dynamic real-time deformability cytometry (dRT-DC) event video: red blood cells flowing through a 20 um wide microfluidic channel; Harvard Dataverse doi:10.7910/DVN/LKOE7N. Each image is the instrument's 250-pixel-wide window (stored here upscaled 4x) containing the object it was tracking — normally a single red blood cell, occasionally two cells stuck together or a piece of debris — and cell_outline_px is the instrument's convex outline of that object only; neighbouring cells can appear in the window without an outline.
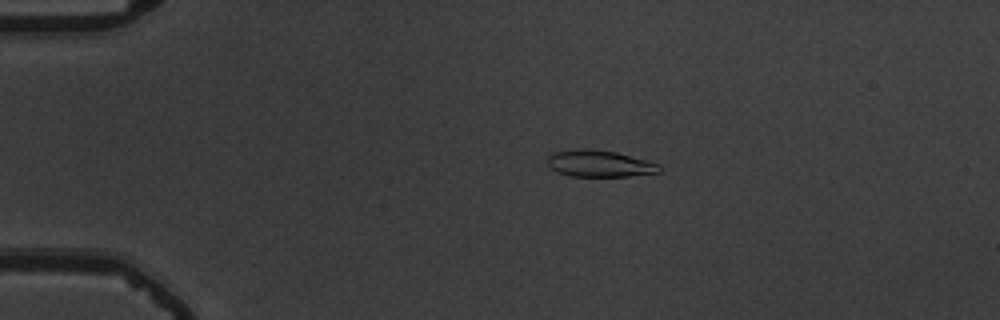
{"species": "common noctule bat (a hibernating species)", "species_latin": "Nyctalus noctula", "temperature_condition": "warm", "stored_images_in_passage": 56, "camera_frame_rate_fps": 3000, "um_per_image_px": 0.085, "animal": {"sex": "male", "body_mass_g": 19.5, "forearm_length_mm": 54.6}, "frame": {"image": 1, "passage_image": 13, "time_ms": 4.0, "image_size_px": [1000, 320], "cell_outline_px": [[660, 172], [628, 176], [572, 176], [556, 172], [548, 168], [548, 156], [552, 152], [576, 148], [592, 148], [616, 152], [660, 164]], "centroid_in_image_um": [50.9, 13.89], "position_along_channel_um": 34.1, "area_um2": 17.57}}
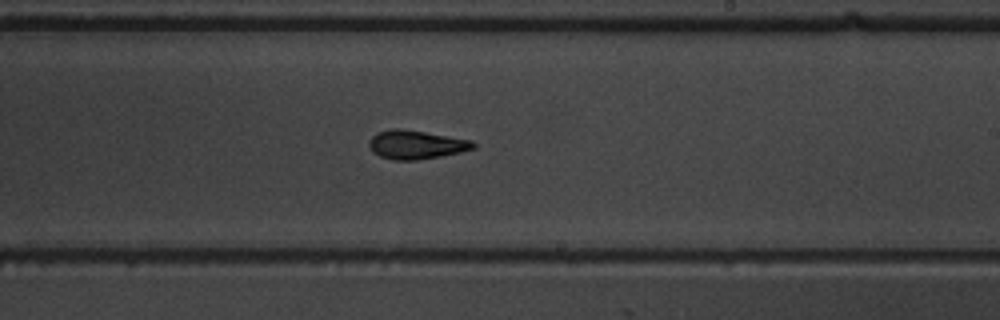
{"frame": {"image": 2, "passage_image": 35, "time_ms": 11.333, "image_size_px": [1000, 320], "cell_outline_px": [[476, 148], [460, 152], [440, 156], [416, 160], [392, 160], [380, 156], [372, 152], [368, 144], [368, 140], [376, 132], [388, 128], [400, 128], [472, 140], [476, 144]], "centroid_in_image_um": [35.32, 12.29], "position_along_channel_um": 253.7, "area_um2": 17.57}}
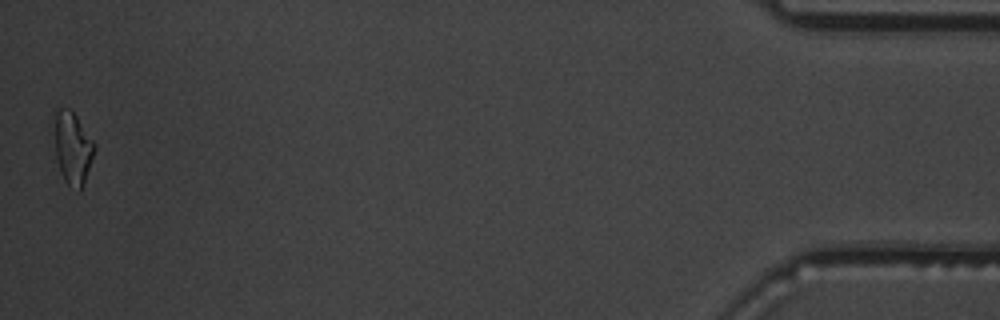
{"frame": {"image": 3, "passage_image": 56, "time_ms": 18.333, "image_size_px": [1000, 320], "cell_outline_px": [[96, 148], [80, 192], [68, 184], [64, 180], [60, 172], [48, 144], [48, 124], [56, 108], [68, 108], [76, 116], [96, 144]], "centroid_in_image_um": [6.0, 12.47], "position_along_channel_um": 429.2, "area_um2": 18.67}, "authors_computed_cell_mechanics": {"area_um2": 17.5134, "velocity_mm_per_s": 3.7326, "shape_relaxation_time_tau1_ms": 5.8176, "shape_relaxation_time_tau2_ms": 3.2135, "deformation_change_tau1": 0.1769, "deformation_change_tau2": 0.1081}}